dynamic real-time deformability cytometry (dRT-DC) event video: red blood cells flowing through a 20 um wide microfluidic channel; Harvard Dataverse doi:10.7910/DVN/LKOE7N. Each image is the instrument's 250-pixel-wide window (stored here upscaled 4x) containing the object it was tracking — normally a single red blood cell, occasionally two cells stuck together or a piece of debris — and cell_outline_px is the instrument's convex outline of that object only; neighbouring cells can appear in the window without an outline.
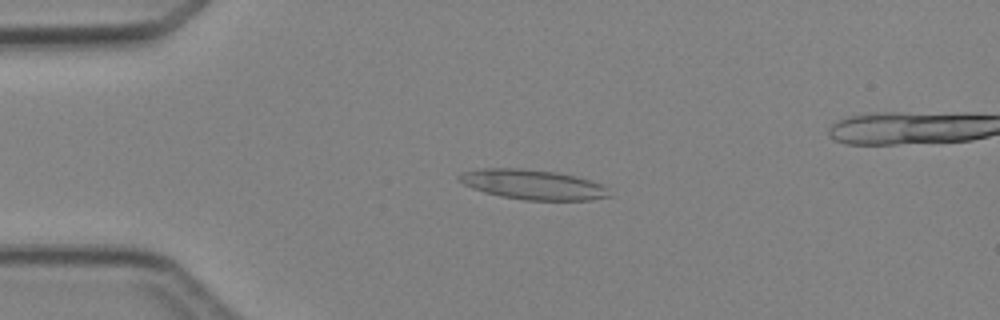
{"species": "Egyptian fruit bat (a non-hibernating species)", "species_latin": "Rousettus aegyptiacus", "temperature_condition": "cold", "stored_images_in_passage": 4, "camera_frame_rate_fps": 3000, "um_per_image_px": 0.085, "animal": {"sex": "female"}, "frame": {"image": 1, "passage_image": 3, "time_ms": 2.0, "image_size_px": [1000, 320], "cell_outline_px": [[612, 196], [592, 200], [524, 200], [500, 196], [484, 192], [472, 188], [464, 184], [456, 176], [464, 172], [480, 168], [524, 168], [556, 172], [576, 176], [600, 184], [608, 188]], "centroid_in_image_um": [45.3, 15.69], "position_along_channel_um": 39.7, "area_um2": 26.18}}